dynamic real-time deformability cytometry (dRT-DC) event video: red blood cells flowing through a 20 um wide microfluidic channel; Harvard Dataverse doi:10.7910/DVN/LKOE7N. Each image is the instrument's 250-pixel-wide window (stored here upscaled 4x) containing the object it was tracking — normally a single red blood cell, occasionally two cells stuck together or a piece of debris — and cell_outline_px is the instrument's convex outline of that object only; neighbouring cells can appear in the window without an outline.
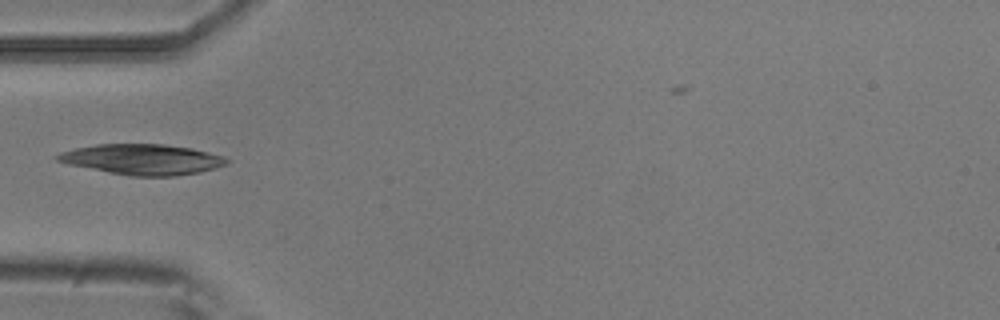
{"species": "common noctule bat (a hibernating species)", "species_latin": "Nyctalus noctula", "temperature_condition": "room temperature", "stored_images_in_passage": 5, "camera_frame_rate_fps": 3000, "um_per_image_px": 0.085, "animal": {"sex": "male", "body_mass_g": 20.5, "forearm_length_mm": 52.5}, "frame": {"image": 1, "passage_image": 5, "time_ms": 1.333, "image_size_px": [1000, 320], "cell_outline_px": [[228, 164], [216, 168], [200, 172], [176, 176], [128, 176], [68, 164], [56, 160], [56, 156], [60, 152], [76, 148], [96, 144], [164, 144], [192, 148], [224, 156], [228, 160]], "centroid_in_image_um": [12.13, 13.55], "position_along_channel_um": 72.9, "area_um2": 30.11}}